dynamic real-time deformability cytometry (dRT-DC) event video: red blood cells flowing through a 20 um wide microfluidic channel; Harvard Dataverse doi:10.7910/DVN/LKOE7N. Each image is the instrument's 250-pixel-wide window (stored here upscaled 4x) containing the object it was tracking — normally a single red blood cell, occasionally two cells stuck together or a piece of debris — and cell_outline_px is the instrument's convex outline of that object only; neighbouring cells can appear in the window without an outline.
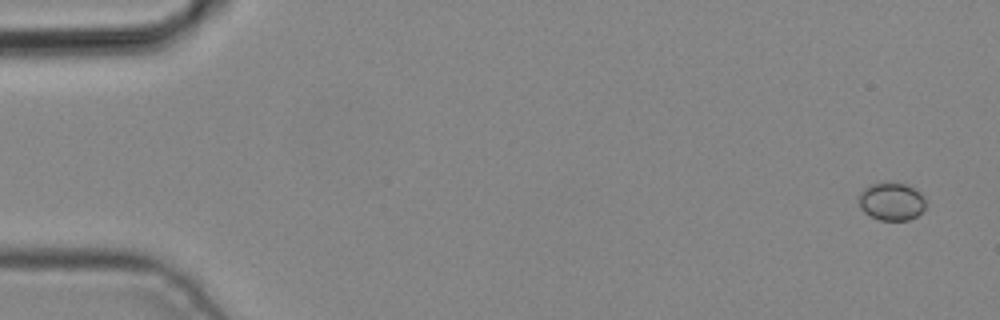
{"species": "common noctule bat (a hibernating species)", "species_latin": "Nyctalus noctula", "temperature_condition": "cold", "stored_images_in_passage": 5, "camera_frame_rate_fps": 3000, "um_per_image_px": 0.085, "animal": {"sex": "male", "body_mass_g": 19.2, "forearm_length_mm": 51.8}, "frame": {"image": 1, "passage_image": 1, "time_ms": 0.0, "image_size_px": [1000, 320], "cell_outline_px": [[924, 208], [916, 216], [908, 220], [880, 220], [864, 212], [860, 208], [860, 192], [868, 184], [888, 180], [904, 184], [920, 192], [924, 196]], "centroid_in_image_um": [75.75, 17.09], "position_along_channel_um": 9.2, "area_um2": 14.85}}
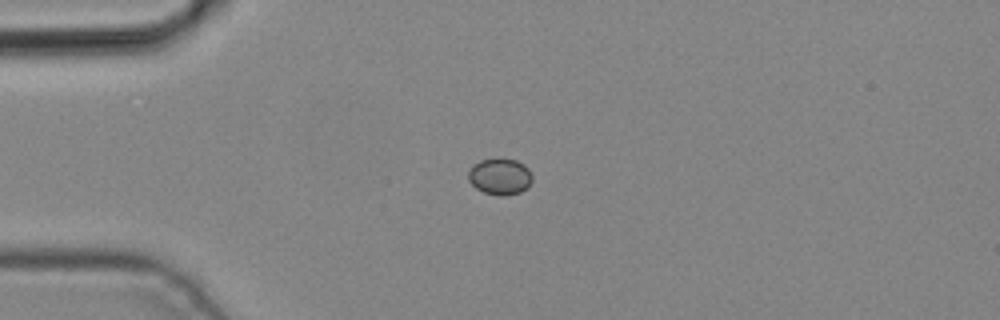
{"frame": {"image": 2, "passage_image": 4, "time_ms": 1.0, "image_size_px": [1000, 320], "cell_outline_px": [[532, 180], [520, 192], [504, 196], [500, 196], [484, 192], [476, 188], [468, 180], [468, 168], [472, 164], [480, 160], [516, 160], [524, 164], [528, 168], [532, 176]], "centroid_in_image_um": [42.46, 15.01], "position_along_channel_um": 42.5, "area_um2": 13.35}}
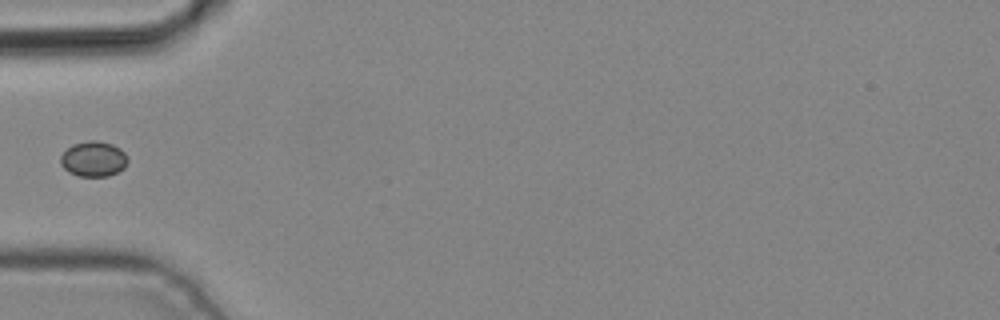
{"frame": {"image": 3, "passage_image": 5, "time_ms": 1.333, "image_size_px": [1000, 320], "cell_outline_px": [[128, 160], [124, 168], [108, 176], [80, 176], [68, 172], [60, 164], [60, 156], [72, 144], [88, 140], [96, 140], [112, 144], [120, 148], [124, 152]], "centroid_in_image_um": [7.93, 13.5], "position_along_channel_um": 77.1, "area_um2": 13.81}}